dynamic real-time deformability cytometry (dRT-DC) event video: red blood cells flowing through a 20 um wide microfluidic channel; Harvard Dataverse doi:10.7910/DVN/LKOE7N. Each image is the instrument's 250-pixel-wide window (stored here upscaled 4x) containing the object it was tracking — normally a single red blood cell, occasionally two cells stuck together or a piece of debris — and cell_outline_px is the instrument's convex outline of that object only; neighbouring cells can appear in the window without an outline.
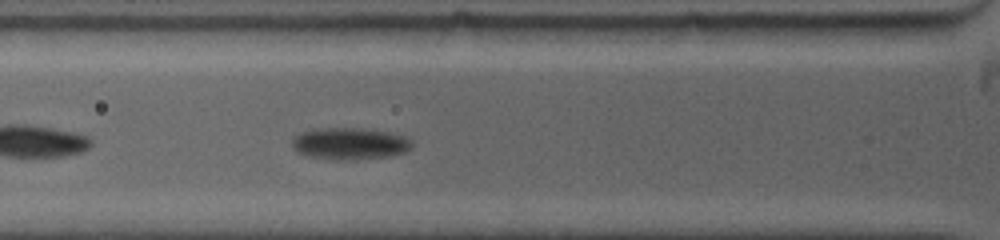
{"species": "common noctule bat (a hibernating species)", "species_latin": "Nyctalus noctula", "temperature_condition": "warm", "stored_images_in_passage": 9, "segment_of_instrument_passage": [1, 2], "camera_frame_rate_fps": 5000, "um_per_image_px": 0.085, "animal": {"sex": "female", "body_mass_g": 19.0, "forearm_length_mm": 53.3}, "frame": {"image": 1, "passage_image": 8, "time_ms": 2.0, "image_size_px": [1000, 240], "cell_outline_px": [[412, 144], [404, 152], [388, 156], [336, 160], [308, 156], [296, 152], [292, 148], [292, 136], [300, 132], [312, 128], [364, 128], [388, 132], [404, 136], [412, 140]], "centroid_in_image_um": [29.64, 12.18], "position_along_channel_um": 96.2, "area_um2": 22.25}}